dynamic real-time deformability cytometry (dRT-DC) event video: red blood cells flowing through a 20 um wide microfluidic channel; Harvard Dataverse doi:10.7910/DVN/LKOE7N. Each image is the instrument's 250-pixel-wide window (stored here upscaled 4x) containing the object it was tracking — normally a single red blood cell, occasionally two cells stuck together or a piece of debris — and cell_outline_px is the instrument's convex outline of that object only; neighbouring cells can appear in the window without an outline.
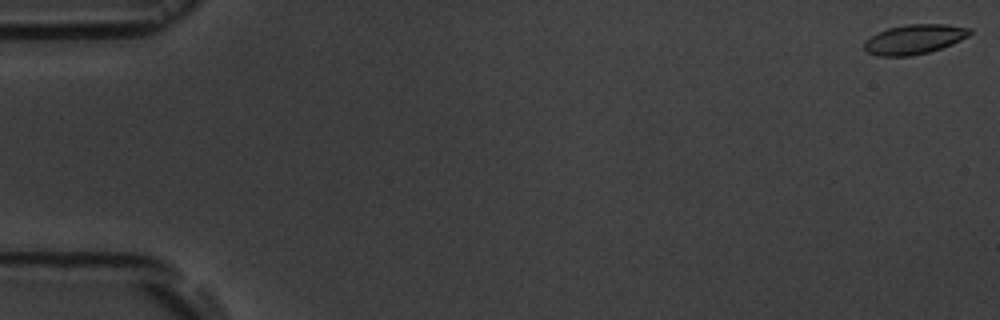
{"species": "common noctule bat (a hibernating species)", "species_latin": "Nyctalus noctula", "temperature_condition": "room temperature", "stored_images_in_passage": 6, "segment_of_instrument_passage": [1, 2], "camera_frame_rate_fps": 3000, "um_per_image_px": 0.085, "animal": {"sex": "male", "body_mass_g": 19.5, "forearm_length_mm": 54.6}, "frame": {"image": 1, "passage_image": 1, "time_ms": 0.0, "image_size_px": [1000, 320], "cell_outline_px": [[972, 32], [968, 36], [952, 44], [928, 52], [912, 56], [876, 56], [868, 52], [864, 48], [864, 40], [888, 28], [908, 24], [944, 24], [972, 28]], "centroid_in_image_um": [77.72, 3.34], "position_along_channel_um": 7.3, "area_um2": 18.15}}
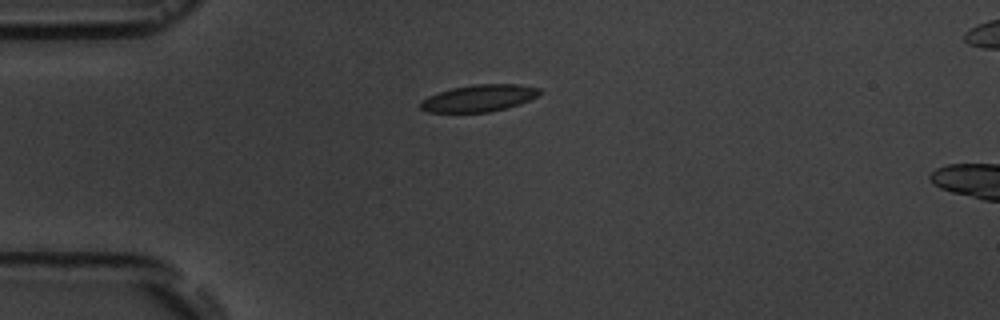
{"frame": {"image": 2, "passage_image": 5, "time_ms": 4.667, "image_size_px": [1000, 320], "cell_outline_px": [[540, 92], [536, 96], [520, 104], [488, 112], [428, 112], [420, 108], [420, 100], [428, 96], [452, 88], [472, 84], [520, 84], [540, 88]], "centroid_in_image_um": [40.69, 8.33], "position_along_channel_um": 44.3, "area_um2": 18.55}}